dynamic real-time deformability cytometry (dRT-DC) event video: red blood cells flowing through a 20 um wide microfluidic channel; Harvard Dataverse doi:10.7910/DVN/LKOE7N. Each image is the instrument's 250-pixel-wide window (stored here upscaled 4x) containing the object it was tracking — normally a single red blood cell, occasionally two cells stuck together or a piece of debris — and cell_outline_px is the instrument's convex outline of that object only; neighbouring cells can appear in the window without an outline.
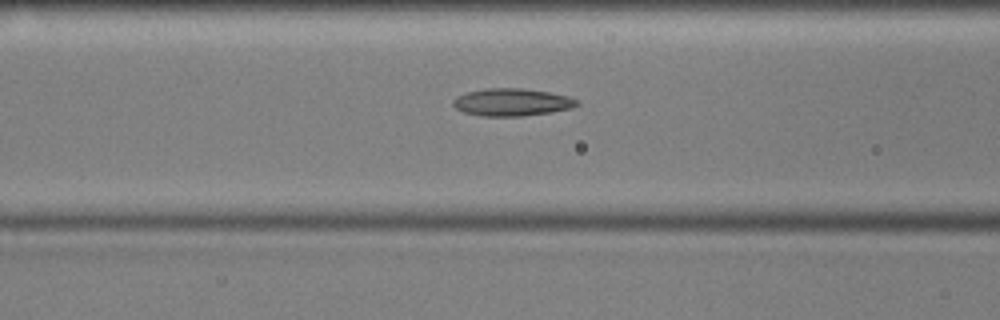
{"species": "common noctule bat (a hibernating species)", "species_latin": "Nyctalus noctula", "temperature_condition": "cold", "stored_images_in_passage": 55, "camera_frame_rate_fps": 3000, "um_per_image_px": 0.085, "animal": {"sex": "male", "body_mass_g": 17.9, "forearm_length_mm": 54.2}, "frame": {"image": 1, "passage_image": 21, "time_ms": 6.667, "image_size_px": [1000, 320], "cell_outline_px": [[580, 104], [572, 108], [552, 112], [520, 116], [480, 116], [464, 112], [456, 108], [452, 104], [452, 100], [456, 96], [468, 92], [484, 88], [524, 88], [548, 92], [568, 96], [576, 100]], "centroid_in_image_um": [43.49, 8.68], "position_along_channel_um": 123.1, "area_um2": 19.88}}
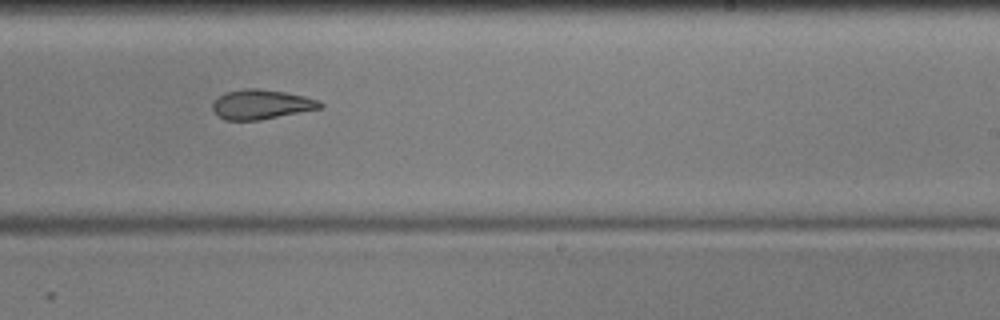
{"frame": {"image": 2, "passage_image": 33, "time_ms": 10.667, "image_size_px": [1000, 320], "cell_outline_px": [[324, 108], [260, 120], [224, 120], [216, 116], [212, 112], [212, 104], [224, 92], [244, 88], [256, 88], [284, 92], [304, 96], [320, 100], [324, 104]], "centroid_in_image_um": [22.21, 8.88], "position_along_channel_um": 266.8, "area_um2": 18.84}}
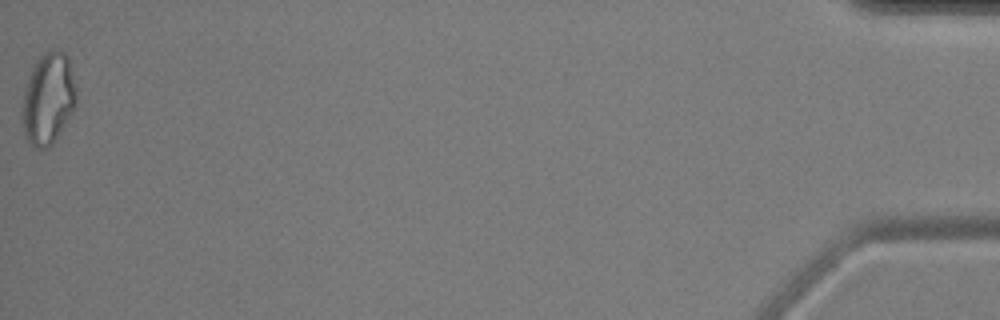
{"frame": {"image": 3, "passage_image": 55, "time_ms": 18.0, "image_size_px": [1000, 320], "cell_outline_px": [[76, 104], [72, 112], [52, 144], [48, 148], [36, 148], [28, 144], [24, 136], [20, 112], [24, 88], [36, 60], [48, 48], [60, 48], [68, 56], [76, 88]], "centroid_in_image_um": [4.07, 8.37], "position_along_channel_um": 431.1, "area_um2": 29.42}, "authors_computed_cell_mechanics": {"area_um2": 20.1144, "velocity_mm_per_s": 3.5894, "shape_relaxation_time_tau1_ms": 7.0234, "shape_relaxation_time_tau2_ms": 3.7146, "deformation_change_tau1": 0.1516, "deformation_change_tau2": 0.1152}}